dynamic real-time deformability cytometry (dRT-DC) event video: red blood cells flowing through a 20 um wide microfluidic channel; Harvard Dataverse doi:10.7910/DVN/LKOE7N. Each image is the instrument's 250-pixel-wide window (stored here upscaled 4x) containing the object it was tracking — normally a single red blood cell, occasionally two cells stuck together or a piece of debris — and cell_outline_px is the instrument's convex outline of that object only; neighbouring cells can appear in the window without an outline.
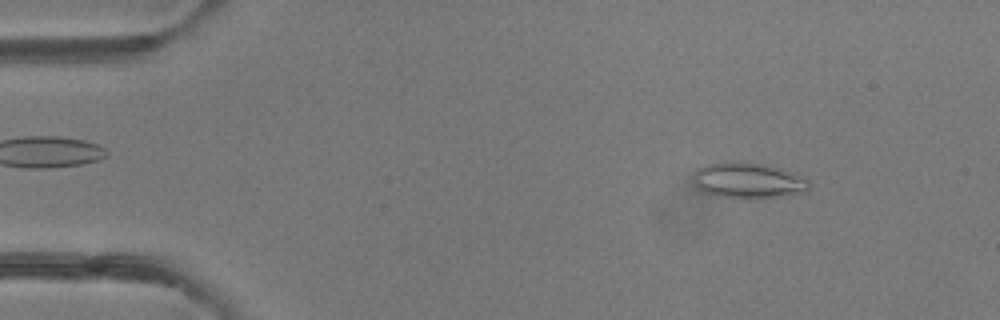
{"species": "common noctule bat (a hibernating species)", "species_latin": "Nyctalus noctula", "temperature_condition": "room temperature", "stored_images_in_passage": 49, "camera_frame_rate_fps": 3000, "um_per_image_px": 0.085, "animal": {"sex": "female"}, "frame": {"image": 1, "passage_image": 6, "time_ms": 1.667, "image_size_px": [1000, 320], "cell_outline_px": [[808, 192], [788, 196], [748, 200], [716, 196], [704, 192], [696, 188], [692, 180], [696, 168], [704, 164], [728, 160], [744, 160], [768, 164], [780, 168], [800, 176], [808, 180]], "centroid_in_image_um": [63.55, 15.34], "position_along_channel_um": 21.5, "area_um2": 25.32}}
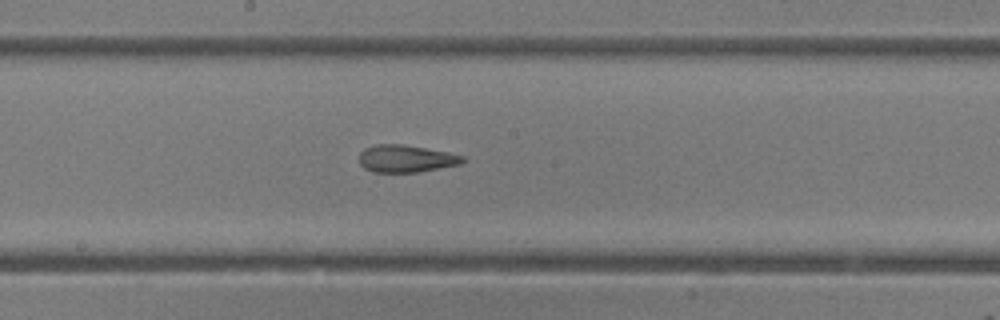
{"frame": {"image": 2, "passage_image": 26, "time_ms": 8.333, "image_size_px": [1000, 320], "cell_outline_px": [[464, 160], [460, 164], [420, 172], [372, 172], [364, 168], [360, 164], [360, 152], [364, 148], [376, 144], [404, 144], [448, 152], [464, 156]], "centroid_in_image_um": [34.49, 13.48], "position_along_channel_um": 213.7, "area_um2": 16.53}}
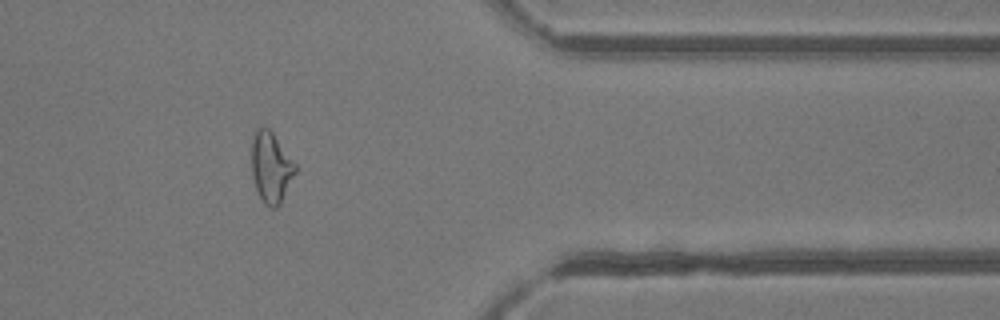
{"frame": {"image": 3, "passage_image": 40, "time_ms": 13.0, "image_size_px": [1000, 320], "cell_outline_px": [[296, 172], [280, 204], [276, 208], [272, 208], [264, 204], [256, 188], [252, 176], [252, 136], [256, 128], [268, 128], [272, 132], [296, 164]], "centroid_in_image_um": [23.03, 14.23], "position_along_channel_um": 388.4, "area_um2": 17.86}, "authors_computed_cell_mechanics": {"area_um2": 19.074, "velocity_mm_per_s": 4.1694, "shape_relaxation_time_tau1_ms": null, "shape_relaxation_time_tau2_ms": 2.6095, "deformation_change_tau1": null, "deformation_change_tau2": 0.1254}}